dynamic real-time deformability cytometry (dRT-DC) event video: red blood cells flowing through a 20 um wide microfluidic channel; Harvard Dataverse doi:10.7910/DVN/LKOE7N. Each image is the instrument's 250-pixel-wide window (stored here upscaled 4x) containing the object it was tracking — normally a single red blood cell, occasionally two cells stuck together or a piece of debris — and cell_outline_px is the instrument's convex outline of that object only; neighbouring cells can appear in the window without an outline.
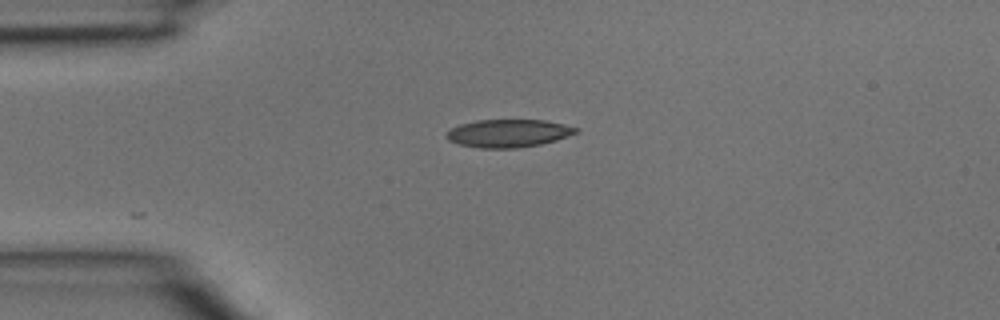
{"species": "common noctule bat (a hibernating species)", "species_latin": "Nyctalus noctula", "temperature_condition": "room temperature", "stored_images_in_passage": 2, "camera_frame_rate_fps": 3000, "um_per_image_px": 0.085, "animal": {"sex": "male", "body_mass_g": 15.6}, "frame": {"image": 1, "passage_image": 2, "time_ms": 0.333, "image_size_px": [1000, 320], "cell_outline_px": [[580, 132], [556, 140], [540, 144], [516, 148], [480, 148], [460, 144], [448, 140], [444, 136], [452, 128], [460, 124], [476, 120], [544, 120], [564, 124], [580, 128]], "centroid_in_image_um": [43.24, 11.32], "position_along_channel_um": 41.8, "area_um2": 21.04}}